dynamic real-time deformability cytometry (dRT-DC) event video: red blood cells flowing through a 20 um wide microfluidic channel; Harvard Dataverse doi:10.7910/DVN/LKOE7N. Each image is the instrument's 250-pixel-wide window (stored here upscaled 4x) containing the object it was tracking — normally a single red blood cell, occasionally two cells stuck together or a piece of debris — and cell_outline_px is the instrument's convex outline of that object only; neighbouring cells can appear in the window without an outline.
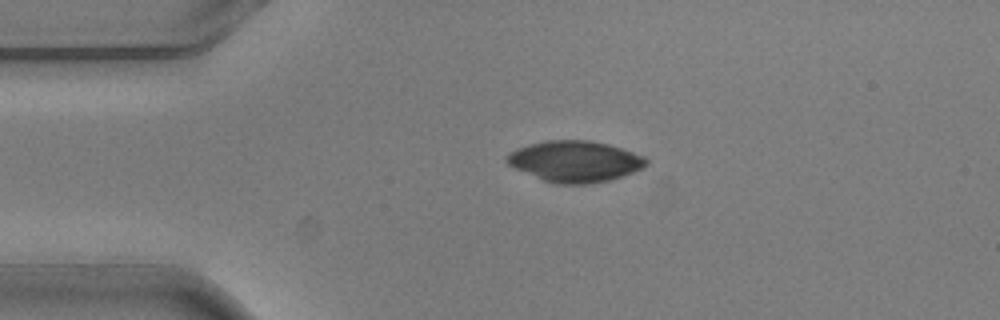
{"species": "common noctule bat (a hibernating species)", "species_latin": "Nyctalus noctula", "temperature_condition": "warm", "stored_images_in_passage": 2, "camera_frame_rate_fps": 3000, "um_per_image_px": 0.085, "animal": {"sex": "male", "body_mass_g": 20.5, "forearm_length_mm": 52.5}, "frame": {"image": 1, "passage_image": 1, "time_ms": 0.0, "image_size_px": [1000, 320], "cell_outline_px": [[648, 164], [644, 168], [608, 180], [588, 184], [556, 184], [544, 180], [516, 168], [508, 164], [504, 160], [508, 152], [516, 148], [528, 144], [544, 140], [588, 140], [608, 144], [624, 148], [644, 156], [648, 160]], "centroid_in_image_um": [48.87, 13.7], "position_along_channel_um": 36.1, "area_um2": 33.47}}